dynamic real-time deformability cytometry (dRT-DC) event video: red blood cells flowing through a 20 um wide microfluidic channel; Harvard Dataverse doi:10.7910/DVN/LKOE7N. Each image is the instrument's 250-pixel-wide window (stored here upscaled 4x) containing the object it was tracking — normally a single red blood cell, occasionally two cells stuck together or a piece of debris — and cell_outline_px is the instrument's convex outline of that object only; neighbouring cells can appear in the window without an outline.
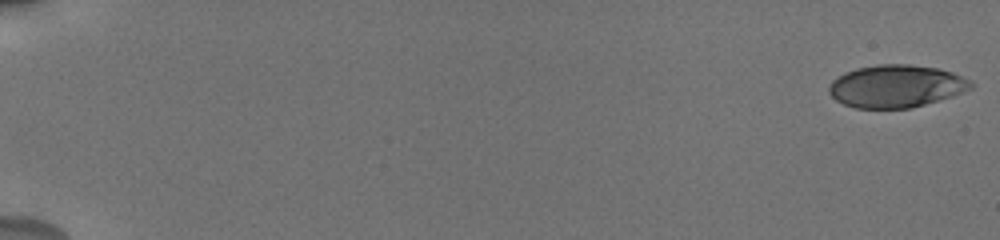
{"species": "human", "species_latin": "Homo sapiens", "temperature_condition": "cold", "stored_images_in_passage": 52, "camera_frame_rate_fps": 3000, "um_per_image_px": 0.085, "donor": {"sex": "male"}, "frame": {"image": 1, "passage_image": 1, "time_ms": 0.0, "image_size_px": [1000, 240], "cell_outline_px": [[972, 88], [952, 96], [912, 108], [856, 108], [844, 104], [836, 100], [828, 92], [828, 88], [832, 80], [844, 72], [856, 68], [880, 64], [908, 64], [936, 68], [952, 72], [968, 80], [972, 84]], "centroid_in_image_um": [76.13, 7.32], "position_along_channel_um": 8.9, "area_um2": 35.03}}
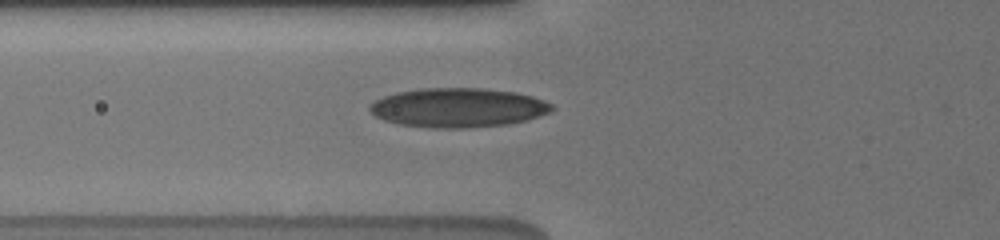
{"frame": {"image": 2, "passage_image": 35, "time_ms": 7.333, "image_size_px": [1000, 240], "cell_outline_px": [[556, 108], [552, 112], [524, 120], [508, 124], [468, 128], [436, 128], [400, 124], [384, 120], [376, 116], [368, 108], [376, 100], [384, 96], [396, 92], [420, 88], [484, 88], [516, 92], [532, 96], [544, 100], [552, 104]], "centroid_in_image_um": [38.97, 9.14], "position_along_channel_um": 86.8, "area_um2": 41.67}}
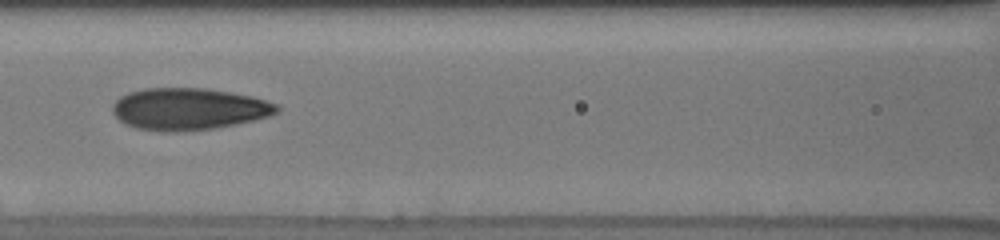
{"frame": {"image": 3, "passage_image": 45, "time_ms": 9.0, "image_size_px": [1000, 240], "cell_outline_px": [[280, 108], [276, 112], [268, 116], [256, 120], [216, 128], [176, 132], [160, 132], [136, 128], [124, 124], [112, 112], [112, 104], [120, 96], [128, 92], [144, 88], [204, 88], [252, 96], [280, 104]], "centroid_in_image_um": [16.03, 9.27], "position_along_channel_um": 150.6, "area_um2": 40.46}}